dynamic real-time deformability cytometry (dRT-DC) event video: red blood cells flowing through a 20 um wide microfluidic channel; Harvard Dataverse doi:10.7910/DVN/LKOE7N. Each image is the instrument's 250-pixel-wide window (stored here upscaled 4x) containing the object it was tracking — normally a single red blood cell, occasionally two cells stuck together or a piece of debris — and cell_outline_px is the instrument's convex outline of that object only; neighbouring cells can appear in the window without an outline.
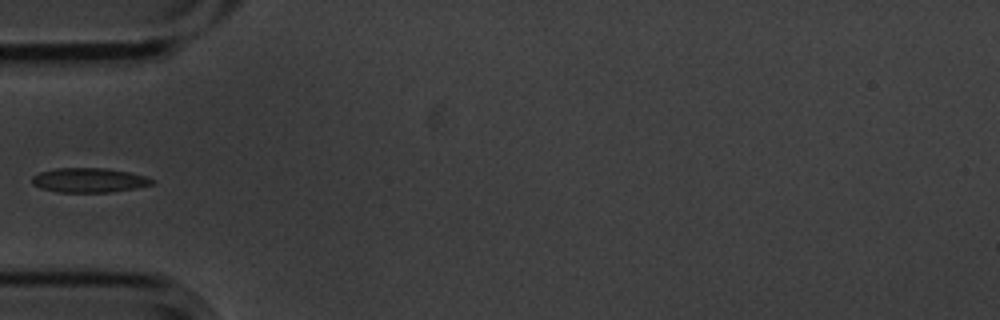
{"species": "common noctule bat (a hibernating species)", "species_latin": "Nyctalus noctula", "temperature_condition": "cold", "stored_images_in_passage": 4, "camera_frame_rate_fps": 3000, "um_per_image_px": 0.085, "animal": {"sex": "male", "body_mass_g": 20.1, "forearm_length_mm": 53.5}, "frame": {"image": 1, "passage_image": 4, "time_ms": 1.0, "image_size_px": [1000, 320], "cell_outline_px": [[156, 180], [152, 184], [136, 188], [112, 192], [56, 192], [40, 188], [32, 184], [32, 176], [40, 172], [56, 168], [108, 168], [128, 172], [144, 176]], "centroid_in_image_um": [7.55, 15.32], "position_along_channel_um": 77.4, "area_um2": 17.17}}